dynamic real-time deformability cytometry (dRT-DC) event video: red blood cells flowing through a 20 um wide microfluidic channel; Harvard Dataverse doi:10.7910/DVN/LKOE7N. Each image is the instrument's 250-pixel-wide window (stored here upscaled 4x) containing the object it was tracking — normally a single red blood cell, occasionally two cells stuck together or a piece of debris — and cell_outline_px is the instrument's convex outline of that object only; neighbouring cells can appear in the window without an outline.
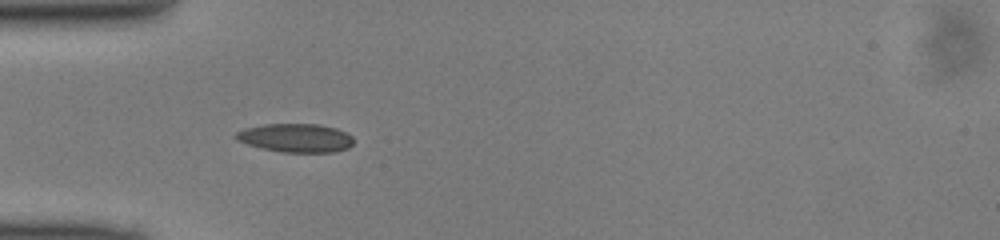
{"species": "common noctule bat (a hibernating species)", "species_latin": "Nyctalus noctula", "temperature_condition": "cold", "stored_images_in_passage": 32, "camera_frame_rate_fps": 3000, "um_per_image_px": 0.085, "animal": {"sex": "male", "body_mass_g": 13.0, "forearm_length_mm": 53.1}, "frame": {"image": 1, "passage_image": 4, "time_ms": 1.0, "image_size_px": [1000, 240], "cell_outline_px": [[352, 144], [348, 148], [332, 152], [280, 152], [260, 148], [236, 140], [232, 136], [236, 132], [244, 128], [264, 124], [320, 124], [336, 128], [352, 136]], "centroid_in_image_um": [25.09, 11.72], "position_along_channel_um": 59.9, "area_um2": 19.71}}
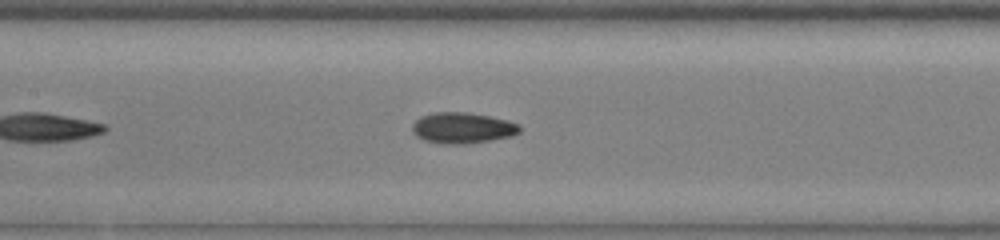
{"frame": {"image": 2, "passage_image": 12, "time_ms": 3.667, "image_size_px": [1000, 240], "cell_outline_px": [[520, 132], [512, 136], [464, 144], [444, 144], [424, 140], [416, 136], [412, 132], [412, 124], [420, 116], [432, 112], [468, 112], [508, 120], [520, 124]], "centroid_in_image_um": [39.29, 10.86], "position_along_channel_um": 168.1, "area_um2": 19.42}}
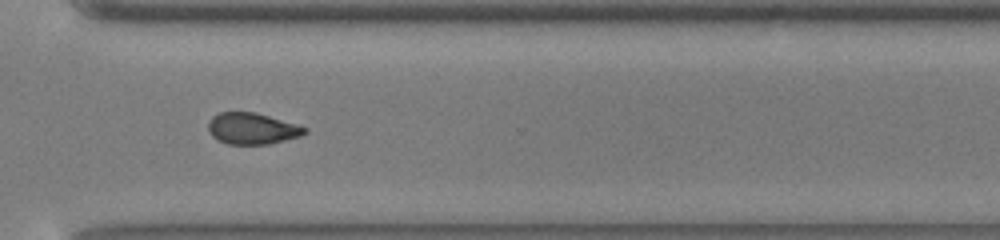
{"frame": {"image": 3, "passage_image": 25, "time_ms": 8.0, "image_size_px": [1000, 240], "cell_outline_px": [[308, 132], [300, 136], [268, 144], [228, 144], [212, 136], [208, 132], [208, 124], [212, 116], [220, 112], [256, 112], [296, 124], [308, 128]], "centroid_in_image_um": [21.43, 10.92], "position_along_channel_um": 349.2, "area_um2": 17.57}}